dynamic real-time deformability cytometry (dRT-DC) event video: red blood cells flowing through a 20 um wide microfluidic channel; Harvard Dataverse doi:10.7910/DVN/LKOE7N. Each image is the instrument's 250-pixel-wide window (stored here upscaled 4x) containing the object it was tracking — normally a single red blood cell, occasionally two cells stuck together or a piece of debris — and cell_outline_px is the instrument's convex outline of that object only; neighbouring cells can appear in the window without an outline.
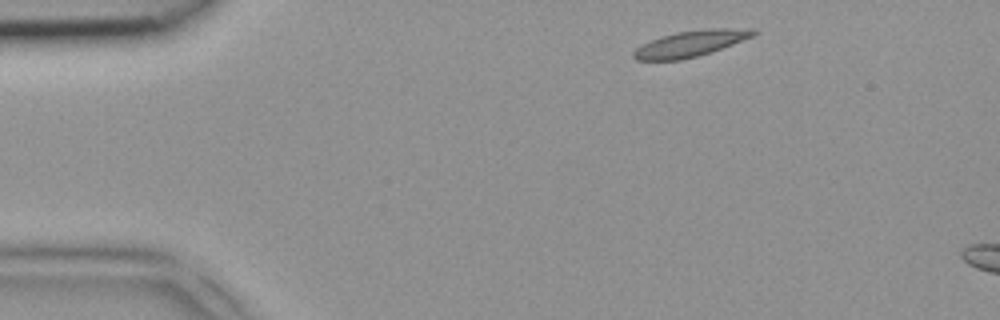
{"species": "common noctule bat (a hibernating species)", "species_latin": "Nyctalus noctula", "temperature_condition": "room temperature", "stored_images_in_passage": 2, "camera_frame_rate_fps": 3000, "um_per_image_px": 0.085, "animal": {"sex": "female", "body_mass_g": 18.4}, "frame": {"image": 1, "passage_image": 1, "time_ms": 0.0, "image_size_px": [1000, 320], "cell_outline_px": [[760, 32], [752, 36], [712, 52], [680, 60], [636, 60], [632, 56], [632, 52], [636, 48], [660, 36], [676, 32], [712, 28], [752, 28]], "centroid_in_image_um": [58.71, 3.7], "position_along_channel_um": 26.3, "area_um2": 18.09}}